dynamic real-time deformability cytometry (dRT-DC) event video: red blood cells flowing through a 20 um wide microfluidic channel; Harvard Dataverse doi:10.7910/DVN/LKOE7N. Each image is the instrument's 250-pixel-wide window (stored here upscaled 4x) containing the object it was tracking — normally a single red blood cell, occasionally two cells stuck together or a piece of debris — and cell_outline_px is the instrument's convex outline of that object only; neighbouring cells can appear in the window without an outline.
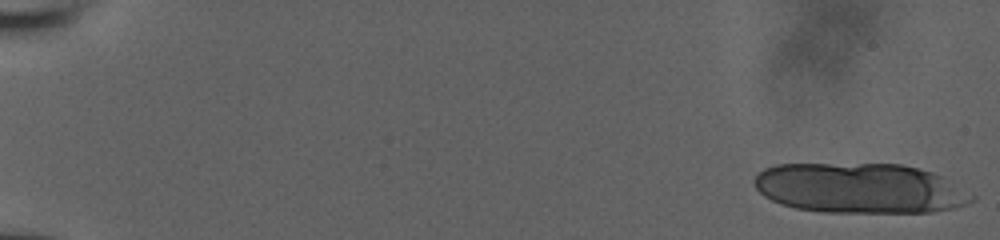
{"species": "human", "species_latin": "Homo sapiens", "temperature_condition": "room temperature", "stored_images_in_passage": 13, "camera_frame_rate_fps": 3000, "um_per_image_px": 0.085, "donor": {"sex": "male"}, "frame": {"image": 1, "passage_image": 1, "time_ms": 0.0, "image_size_px": [1000, 240], "cell_outline_px": [[976, 200], [968, 204], [956, 208], [932, 212], [824, 212], [796, 208], [780, 204], [764, 196], [756, 188], [752, 180], [764, 168], [776, 164], [900, 164], [932, 172], [940, 176], [976, 196]], "centroid_in_image_um": [73.08, 16.0], "position_along_channel_um": 11.9, "area_um2": 63.52}}